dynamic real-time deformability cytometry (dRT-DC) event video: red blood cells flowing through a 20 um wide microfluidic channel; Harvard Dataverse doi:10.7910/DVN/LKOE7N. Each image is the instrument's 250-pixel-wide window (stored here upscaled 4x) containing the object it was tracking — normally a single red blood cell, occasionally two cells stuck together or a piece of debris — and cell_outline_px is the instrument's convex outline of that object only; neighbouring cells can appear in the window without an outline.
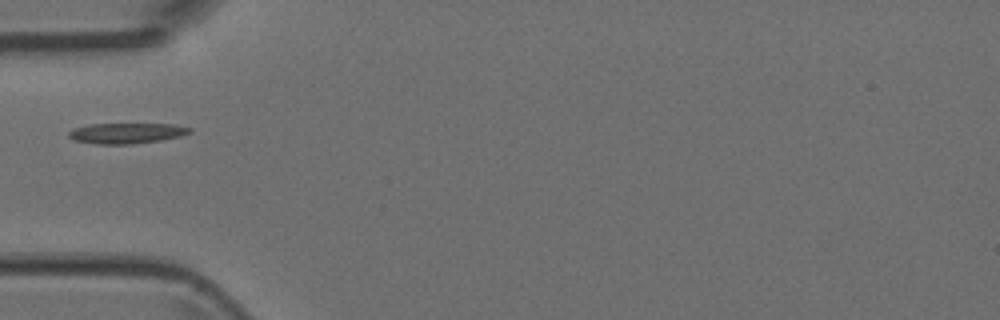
{"species": "Egyptian fruit bat (a non-hibernating species)", "species_latin": "Rousettus aegyptiacus", "temperature_condition": "room temperature", "stored_images_in_passage": 1, "camera_frame_rate_fps": 3000, "um_per_image_px": 0.085, "animal": {"sex": "female"}, "frame": {"image": 1, "passage_image": 1, "time_ms": 0.0, "image_size_px": [1000, 320], "cell_outline_px": [[192, 132], [180, 136], [160, 140], [132, 144], [96, 144], [76, 140], [68, 136], [68, 132], [72, 128], [88, 124], [176, 124], [192, 128]], "centroid_in_image_um": [10.76, 11.31], "position_along_channel_um": 74.2, "area_um2": 14.51}}